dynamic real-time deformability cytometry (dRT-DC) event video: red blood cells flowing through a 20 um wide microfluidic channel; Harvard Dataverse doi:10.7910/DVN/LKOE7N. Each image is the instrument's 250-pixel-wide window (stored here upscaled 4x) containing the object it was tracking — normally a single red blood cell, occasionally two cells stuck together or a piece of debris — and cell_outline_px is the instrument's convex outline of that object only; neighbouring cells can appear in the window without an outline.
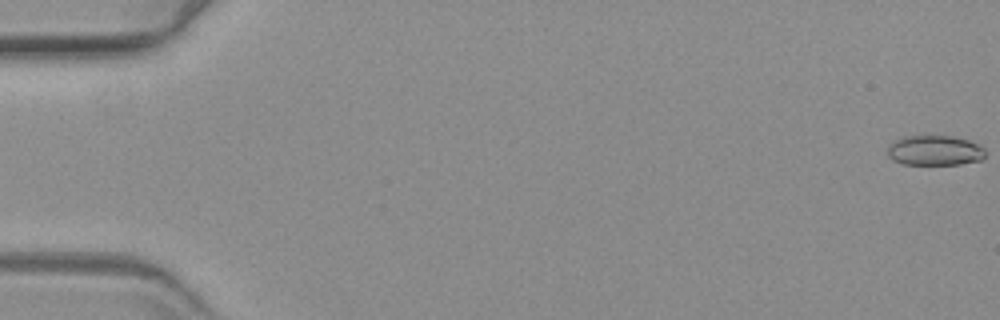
{"species": "common noctule bat (a hibernating species)", "species_latin": "Nyctalus noctula", "temperature_condition": "warm", "stored_images_in_passage": 61, "camera_frame_rate_fps": 3000, "um_per_image_px": 0.085, "animal": {"sex": "female", "body_mass_g": 19.3, "forearm_length_mm": 54.1}, "frame": {"image": 1, "passage_image": 1, "time_ms": 0.0, "image_size_px": [1000, 320], "cell_outline_px": [[984, 156], [980, 160], [960, 164], [904, 164], [892, 160], [888, 156], [888, 144], [904, 136], [924, 132], [952, 136], [968, 140], [980, 144], [984, 148]], "centroid_in_image_um": [79.42, 12.73], "position_along_channel_um": 5.6, "area_um2": 17.8}}
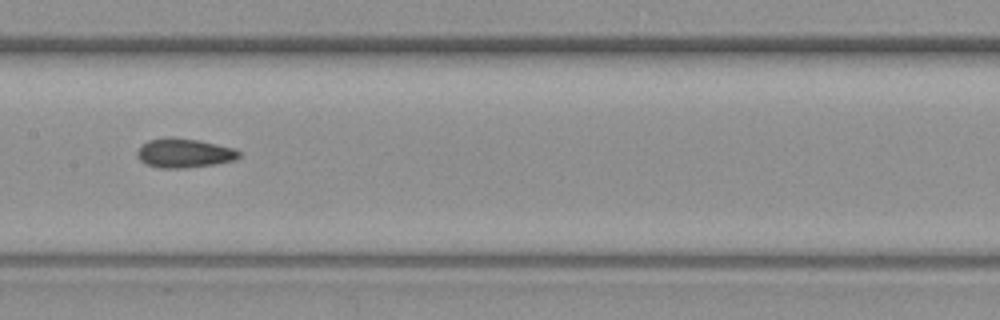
{"frame": {"image": 2, "passage_image": 32, "time_ms": 10.333, "image_size_px": [1000, 320], "cell_outline_px": [[240, 156], [236, 160], [212, 164], [184, 168], [160, 168], [144, 164], [136, 156], [136, 152], [148, 140], [168, 136], [172, 136], [200, 140], [236, 148], [240, 152]], "centroid_in_image_um": [15.65, 13.0], "position_along_channel_um": 191.7, "area_um2": 17.57}}
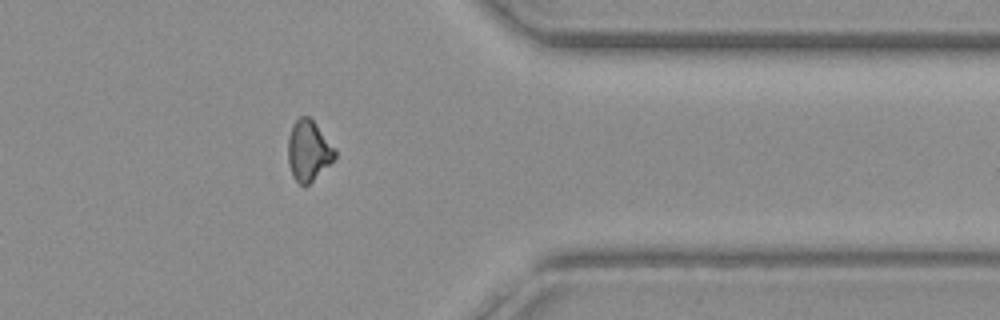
{"frame": {"image": 3, "passage_image": 50, "time_ms": 16.333, "image_size_px": [1000, 320], "cell_outline_px": [[336, 156], [304, 188], [292, 176], [288, 164], [288, 136], [292, 124], [300, 116], [308, 116], [316, 124], [336, 148]], "centroid_in_image_um": [26.2, 12.79], "position_along_channel_um": 385.2, "area_um2": 16.47}}